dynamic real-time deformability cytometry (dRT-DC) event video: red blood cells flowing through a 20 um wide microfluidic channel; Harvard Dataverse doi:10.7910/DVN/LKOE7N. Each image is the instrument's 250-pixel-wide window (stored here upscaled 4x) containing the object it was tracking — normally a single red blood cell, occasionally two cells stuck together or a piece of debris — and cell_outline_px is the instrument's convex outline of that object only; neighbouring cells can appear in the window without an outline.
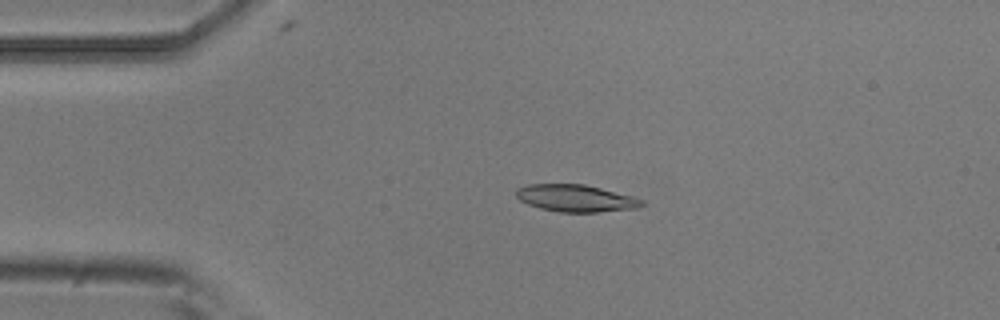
{"species": "common noctule bat (a hibernating species)", "species_latin": "Nyctalus noctula", "temperature_condition": "room temperature", "stored_images_in_passage": 4, "camera_frame_rate_fps": 3000, "um_per_image_px": 0.085, "animal": {"sex": "male", "body_mass_g": 20.5, "forearm_length_mm": 52.5}, "frame": {"image": 1, "passage_image": 3, "time_ms": 0.667, "image_size_px": [1000, 320], "cell_outline_px": [[644, 204], [636, 208], [600, 212], [560, 212], [540, 208], [528, 204], [520, 200], [516, 196], [516, 188], [528, 184], [584, 184], [632, 196], [644, 200]], "centroid_in_image_um": [48.92, 16.85], "position_along_channel_um": 36.1, "area_um2": 19.77}}